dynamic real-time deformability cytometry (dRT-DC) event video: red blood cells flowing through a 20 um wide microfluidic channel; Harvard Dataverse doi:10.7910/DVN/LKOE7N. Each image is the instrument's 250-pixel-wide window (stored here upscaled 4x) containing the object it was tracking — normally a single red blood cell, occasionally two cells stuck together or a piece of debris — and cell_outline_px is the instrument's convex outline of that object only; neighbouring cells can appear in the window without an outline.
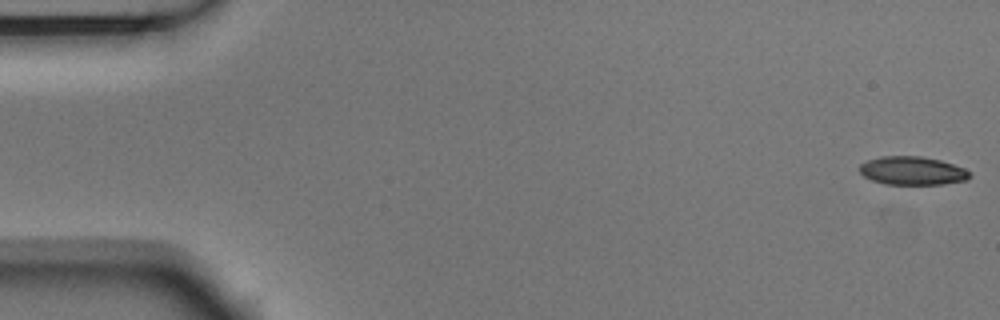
{"species": "Egyptian fruit bat (a non-hibernating species)", "species_latin": "Rousettus aegyptiacus", "temperature_condition": "room temperature", "stored_images_in_passage": 9, "camera_frame_rate_fps": 3000, "um_per_image_px": 0.085, "animal": {"sex": "male"}, "frame": {"image": 1, "passage_image": 1, "time_ms": 0.0, "image_size_px": [1000, 320], "cell_outline_px": [[972, 176], [968, 180], [944, 184], [888, 184], [872, 180], [864, 176], [860, 172], [860, 164], [868, 160], [880, 156], [920, 156], [940, 160], [964, 168], [972, 172]], "centroid_in_image_um": [77.59, 14.51], "position_along_channel_um": 7.4, "area_um2": 18.26}}